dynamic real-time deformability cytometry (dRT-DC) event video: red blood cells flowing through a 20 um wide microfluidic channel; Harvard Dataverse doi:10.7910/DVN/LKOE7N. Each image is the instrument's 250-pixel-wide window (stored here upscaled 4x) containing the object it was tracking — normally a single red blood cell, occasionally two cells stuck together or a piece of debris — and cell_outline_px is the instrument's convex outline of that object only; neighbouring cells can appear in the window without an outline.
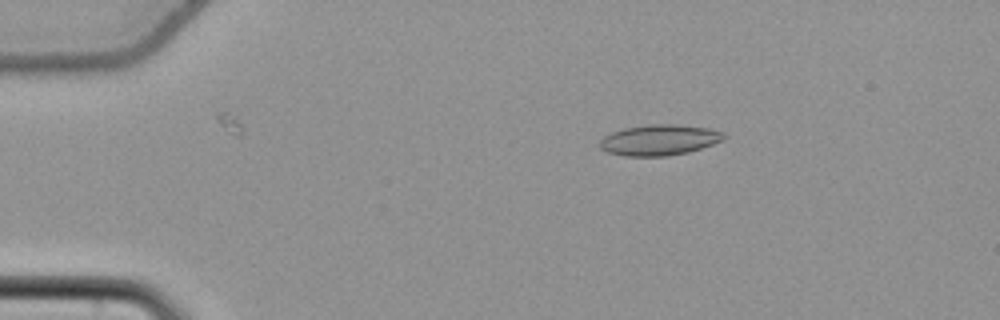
{"species": "common noctule bat (a hibernating species)", "species_latin": "Nyctalus noctula", "temperature_condition": "cold", "stored_images_in_passage": 56, "camera_frame_rate_fps": 3000, "um_per_image_px": 0.085, "animal": {"sex": "female", "body_mass_g": 22.7, "forearm_length_mm": 54.2}, "frame": {"image": 1, "passage_image": 11, "time_ms": 3.333, "image_size_px": [1000, 320], "cell_outline_px": [[728, 136], [724, 140], [688, 152], [668, 156], [624, 156], [604, 152], [600, 148], [600, 140], [604, 136], [612, 132], [624, 128], [648, 124], [676, 124], [708, 128], [724, 132]], "centroid_in_image_um": [56.04, 11.9], "position_along_channel_um": 29.0, "area_um2": 22.43}}
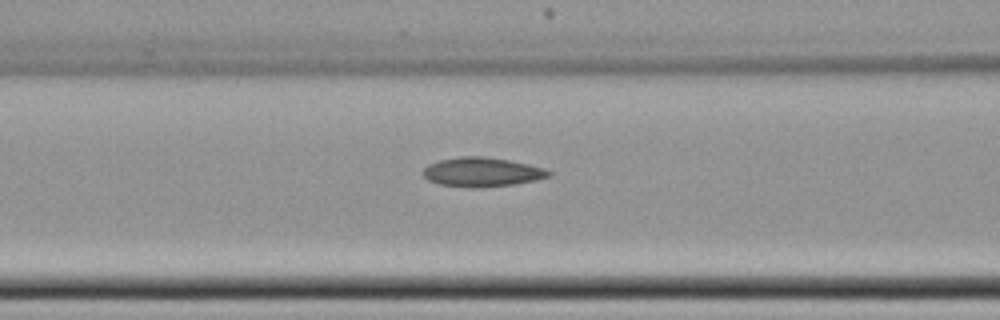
{"frame": {"image": 2, "passage_image": 24, "time_ms": 7.667, "image_size_px": [1000, 320], "cell_outline_px": [[552, 176], [536, 180], [512, 184], [472, 188], [440, 184], [428, 180], [420, 172], [428, 164], [440, 160], [460, 156], [484, 156], [508, 160], [528, 164], [544, 168], [552, 172]], "centroid_in_image_um": [40.96, 14.62], "position_along_channel_um": 125.6, "area_um2": 21.39}}
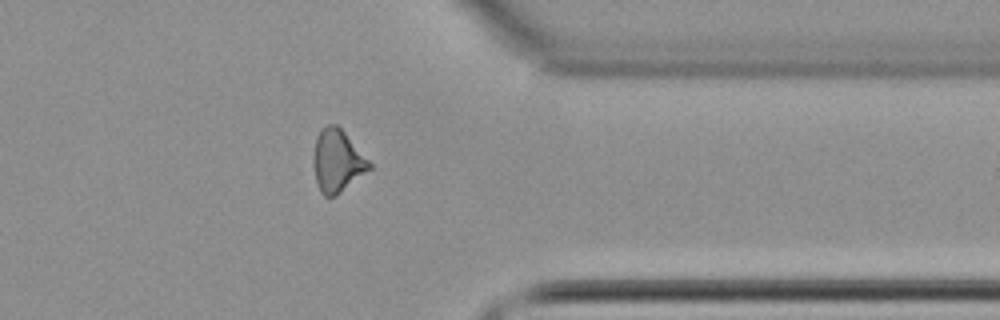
{"frame": {"image": 3, "passage_image": 45, "time_ms": 14.667, "image_size_px": [1000, 320], "cell_outline_px": [[372, 168], [340, 192], [332, 196], [324, 196], [320, 192], [316, 184], [312, 164], [312, 156], [316, 136], [320, 128], [324, 124], [336, 124], [344, 132], [372, 164]], "centroid_in_image_um": [28.62, 13.66], "position_along_channel_um": 382.8, "area_um2": 20.46}, "authors_computed_cell_mechanics": {"area_um2": 20.7791, "velocity_mm_per_s": 3.7939, "shape_relaxation_time_tau1_ms": 9.8219, "shape_relaxation_time_tau2_ms": 6.2988, "deformation_change_tau1": 0.1523, "deformation_change_tau2": 0.1516}}